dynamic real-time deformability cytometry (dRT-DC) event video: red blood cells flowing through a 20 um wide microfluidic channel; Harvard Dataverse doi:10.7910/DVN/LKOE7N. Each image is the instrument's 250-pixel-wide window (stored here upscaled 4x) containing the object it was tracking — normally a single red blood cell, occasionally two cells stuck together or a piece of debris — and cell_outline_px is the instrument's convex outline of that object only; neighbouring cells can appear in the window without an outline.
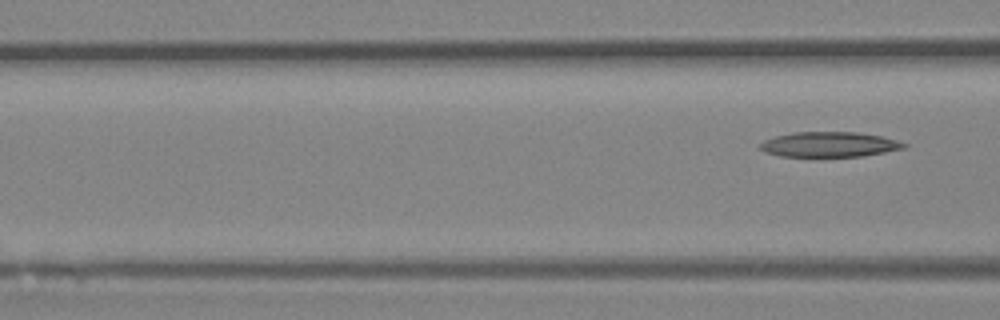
{"species": "Egyptian fruit bat (a non-hibernating species)", "species_latin": "Rousettus aegyptiacus", "temperature_condition": "room temperature", "stored_images_in_passage": 6, "segment_of_instrument_passage": [2, 2], "camera_frame_rate_fps": 3000, "um_per_image_px": 0.085, "animal": {"sex": "female"}, "frame": {"image": 1, "passage_image": 6, "time_ms": 1.667, "image_size_px": [1000, 320], "cell_outline_px": [[908, 144], [904, 148], [884, 152], [860, 156], [780, 156], [764, 152], [756, 144], [764, 140], [776, 136], [792, 132], [856, 132], [880, 136], [896, 140]], "centroid_in_image_um": [70.43, 12.27], "position_along_channel_um": 96.2, "area_um2": 20.92}}